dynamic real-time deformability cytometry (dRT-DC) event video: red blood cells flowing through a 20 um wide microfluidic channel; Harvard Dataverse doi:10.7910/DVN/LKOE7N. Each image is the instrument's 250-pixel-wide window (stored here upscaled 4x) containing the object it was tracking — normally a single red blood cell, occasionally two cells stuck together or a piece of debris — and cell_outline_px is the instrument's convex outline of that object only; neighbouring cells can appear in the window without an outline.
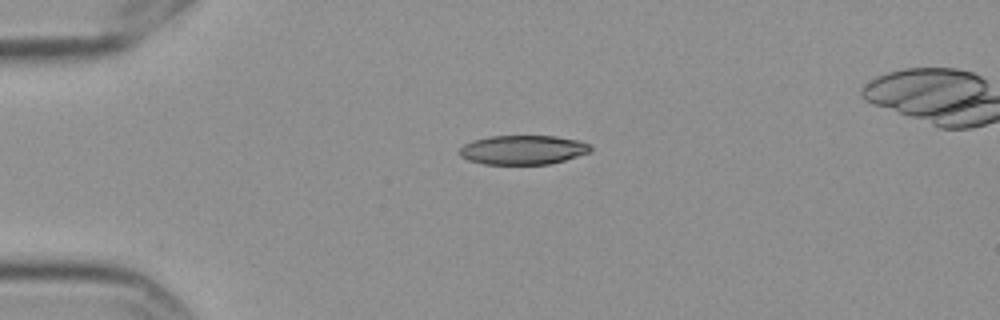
{"species": "Egyptian fruit bat (a non-hibernating species)", "species_latin": "Rousettus aegyptiacus", "temperature_condition": "cold", "stored_images_in_passage": 37, "camera_frame_rate_fps": 3000, "um_per_image_px": 0.085, "frame": {"image": 1, "passage_image": 1, "time_ms": 0.0, "image_size_px": [1000, 320], "cell_outline_px": [[592, 152], [564, 160], [548, 164], [484, 164], [468, 160], [460, 156], [456, 152], [464, 144], [472, 140], [488, 136], [556, 136], [580, 140], [588, 144], [592, 148]], "centroid_in_image_um": [44.43, 12.73], "position_along_channel_um": 40.6, "area_um2": 22.54}}
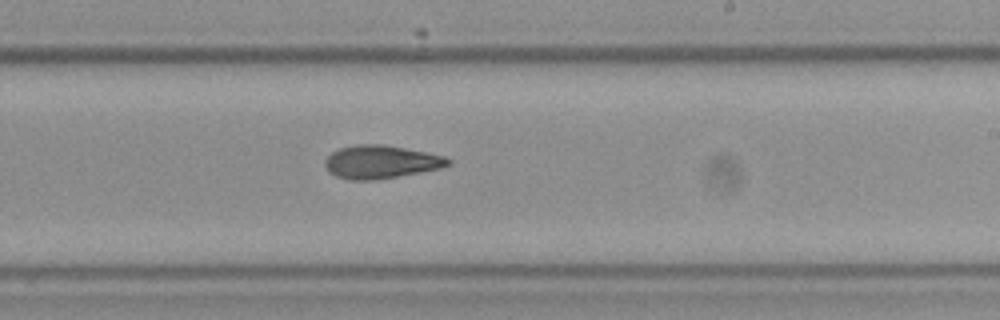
{"frame": {"image": 2, "passage_image": 22, "time_ms": 7.0, "image_size_px": [1000, 320], "cell_outline_px": [[452, 164], [440, 168], [420, 172], [376, 180], [348, 180], [336, 176], [328, 172], [324, 164], [324, 160], [332, 152], [340, 148], [356, 144], [384, 144], [444, 156], [452, 160]], "centroid_in_image_um": [32.35, 13.77], "position_along_channel_um": 256.7, "area_um2": 23.81}}
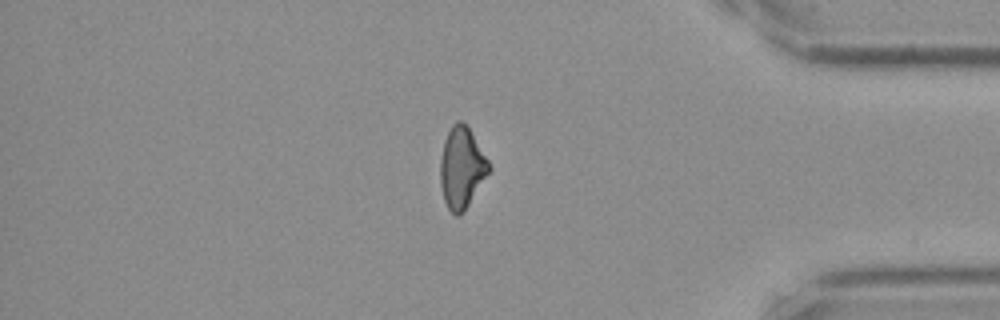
{"frame": {"image": 3, "passage_image": 36, "time_ms": 11.667, "image_size_px": [1000, 320], "cell_outline_px": [[492, 168], [464, 212], [460, 216], [456, 216], [448, 208], [444, 200], [440, 184], [440, 160], [444, 140], [452, 124], [456, 120], [460, 120], [468, 128], [488, 160]], "centroid_in_image_um": [39.23, 14.29], "position_along_channel_um": 396.0, "area_um2": 22.89}, "authors_computed_cell_mechanics": {"area_um2": 23.6402, "velocity_mm_per_s": 3.5397, "shape_relaxation_time_tau1_ms": 6.396, "shape_relaxation_time_tau2_ms": 8.5094, "deformation_change_tau1": 0.1607, "deformation_change_tau2": 0.1777}}